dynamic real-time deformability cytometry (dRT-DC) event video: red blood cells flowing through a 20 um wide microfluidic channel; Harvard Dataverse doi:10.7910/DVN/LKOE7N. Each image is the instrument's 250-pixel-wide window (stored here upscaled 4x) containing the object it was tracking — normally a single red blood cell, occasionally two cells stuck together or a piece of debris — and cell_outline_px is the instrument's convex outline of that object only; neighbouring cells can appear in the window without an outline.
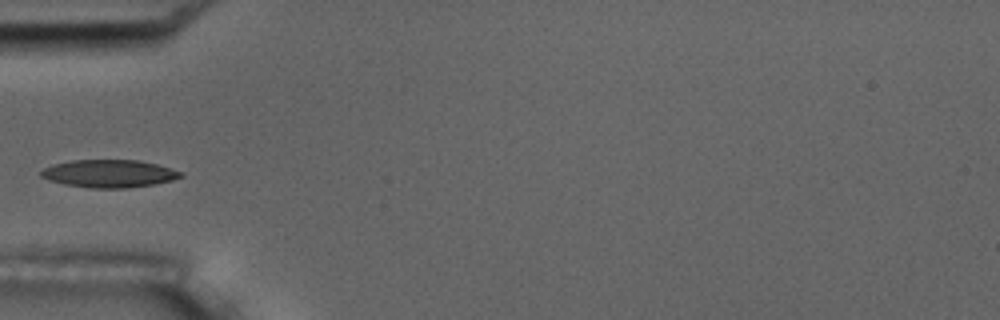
{"species": "common noctule bat (a hibernating species)", "species_latin": "Nyctalus noctula", "temperature_condition": "room temperature", "stored_images_in_passage": 1, "camera_frame_rate_fps": 3000, "um_per_image_px": 0.085, "animal": {"sex": "male", "body_mass_g": 17.5, "forearm_length_mm": 52.3}, "frame": {"image": 1, "passage_image": 1, "time_ms": 0.0, "image_size_px": [1000, 320], "cell_outline_px": [[184, 176], [172, 180], [152, 184], [124, 188], [92, 188], [64, 184], [48, 180], [40, 176], [40, 172], [44, 168], [52, 164], [72, 160], [140, 160], [156, 164], [184, 172]], "centroid_in_image_um": [9.26, 14.75], "position_along_channel_um": 75.7, "area_um2": 22.54}}